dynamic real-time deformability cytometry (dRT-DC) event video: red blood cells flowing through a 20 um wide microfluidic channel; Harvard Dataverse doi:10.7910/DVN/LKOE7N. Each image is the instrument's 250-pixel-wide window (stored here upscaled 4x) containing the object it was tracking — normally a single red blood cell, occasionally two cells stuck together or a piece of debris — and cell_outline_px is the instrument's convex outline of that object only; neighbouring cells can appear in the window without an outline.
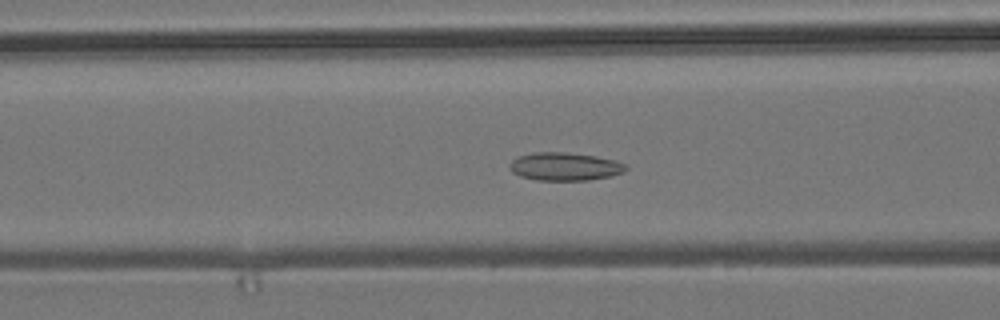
{"species": "common noctule bat (a hibernating species)", "species_latin": "Nyctalus noctula", "temperature_condition": "room temperature", "stored_images_in_passage": 57, "camera_frame_rate_fps": 3000, "um_per_image_px": 0.085, "animal": {"sex": "male", "body_mass_g": 19.2, "forearm_length_mm": 51.8}, "frame": {"image": 1, "passage_image": 23, "time_ms": 7.333, "image_size_px": [1000, 320], "cell_outline_px": [[628, 168], [624, 172], [612, 176], [588, 180], [536, 180], [520, 176], [512, 172], [508, 164], [516, 156], [532, 152], [564, 152], [596, 156], [616, 160], [628, 164]], "centroid_in_image_um": [48.02, 14.15], "position_along_channel_um": 118.6, "area_um2": 19.31}}
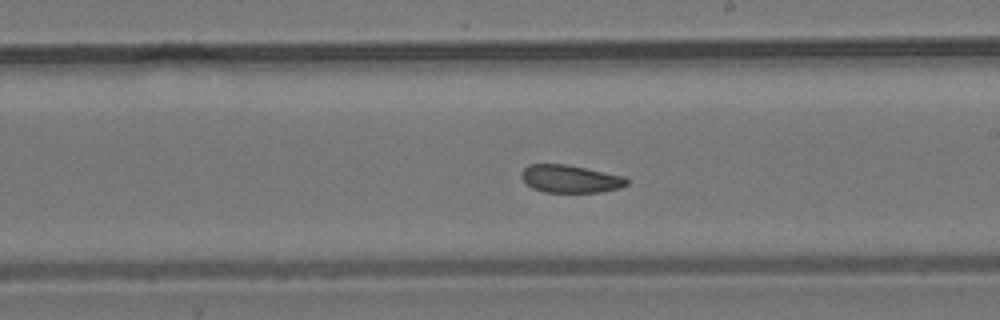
{"frame": {"image": 2, "passage_image": 33, "time_ms": 10.667, "image_size_px": [1000, 320], "cell_outline_px": [[628, 184], [620, 188], [600, 192], [544, 192], [532, 188], [520, 176], [520, 172], [528, 164], [564, 164], [624, 176], [628, 180]], "centroid_in_image_um": [48.45, 15.2], "position_along_channel_um": 240.5, "area_um2": 16.94}}
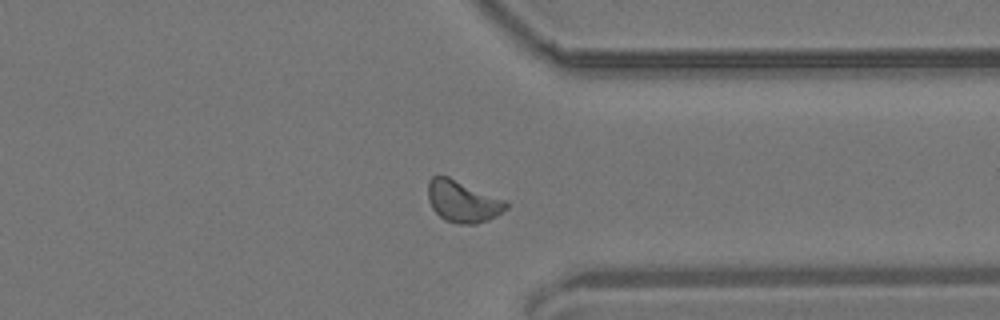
{"frame": {"image": 3, "passage_image": 44, "time_ms": 14.333, "image_size_px": [1000, 320], "cell_outline_px": [[508, 208], [496, 216], [488, 220], [476, 224], [456, 224], [444, 220], [432, 208], [428, 200], [428, 180], [432, 176], [448, 176], [504, 200], [508, 204]], "centroid_in_image_um": [39.31, 17.13], "position_along_channel_um": 372.1, "area_um2": 18.9}, "authors_computed_cell_mechanics": {"area_um2": 18.2648, "velocity_mm_per_s": 3.6612, "shape_relaxation_time_tau1_ms": 6.38, "shape_relaxation_time_tau2_ms": 3.763, "deformation_change_tau1": 0.1091, "deformation_change_tau2": 0.0909}}